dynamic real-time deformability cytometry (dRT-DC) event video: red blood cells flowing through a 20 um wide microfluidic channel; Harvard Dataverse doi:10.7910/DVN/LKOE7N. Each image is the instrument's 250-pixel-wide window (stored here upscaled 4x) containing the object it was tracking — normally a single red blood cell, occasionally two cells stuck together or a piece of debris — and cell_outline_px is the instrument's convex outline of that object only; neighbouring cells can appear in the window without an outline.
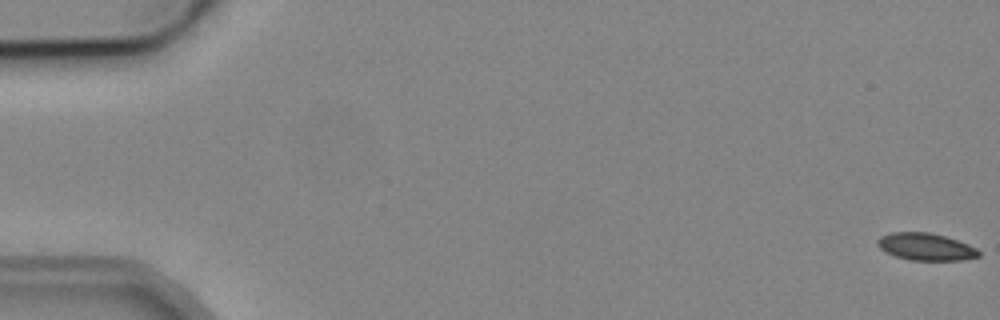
{"species": "common noctule bat (a hibernating species)", "species_latin": "Nyctalus noctula", "temperature_condition": "cold", "stored_images_in_passage": 2, "camera_frame_rate_fps": 3000, "um_per_image_px": 0.085, "animal": {"sex": "male", "body_mass_g": 19.2, "forearm_length_mm": 51.8}, "frame": {"image": 1, "passage_image": 1, "time_ms": 0.0, "image_size_px": [1000, 320], "cell_outline_px": [[980, 256], [964, 260], [912, 260], [896, 256], [884, 252], [876, 244], [876, 240], [880, 236], [892, 232], [928, 232], [944, 236], [968, 244], [976, 248], [980, 252]], "centroid_in_image_um": [78.67, 20.97], "position_along_channel_um": 6.3, "area_um2": 16.07}}